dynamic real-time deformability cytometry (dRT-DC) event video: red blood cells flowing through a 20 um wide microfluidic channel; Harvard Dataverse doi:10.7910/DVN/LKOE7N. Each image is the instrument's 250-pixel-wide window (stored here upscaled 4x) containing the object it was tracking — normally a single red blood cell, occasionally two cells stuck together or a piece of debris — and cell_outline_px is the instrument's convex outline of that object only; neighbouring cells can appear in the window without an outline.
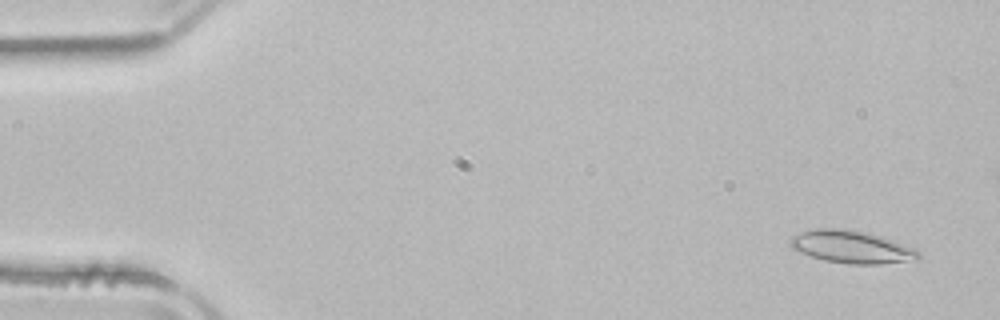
{"species": "common noctule bat (a hibernating species)", "species_latin": "Nyctalus noctula", "temperature_condition": "room temperature", "stored_images_in_passage": 53, "segment_of_instrument_passage": [1, 2], "camera_frame_rate_fps": 3000, "um_per_image_px": 0.085, "animal": {"sex": "male", "body_mass_g": 21.5, "forearm_length_mm": 52.0}, "frame": {"image": 1, "passage_image": 3, "time_ms": 0.667, "image_size_px": [1000, 320], "cell_outline_px": [[920, 256], [916, 260], [880, 264], [852, 264], [824, 260], [800, 252], [792, 248], [788, 240], [792, 236], [800, 232], [816, 228], [840, 228], [860, 232], [876, 236], [916, 248], [920, 252]], "centroid_in_image_um": [72.36, 21.0], "position_along_channel_um": 12.6, "area_um2": 23.93}}
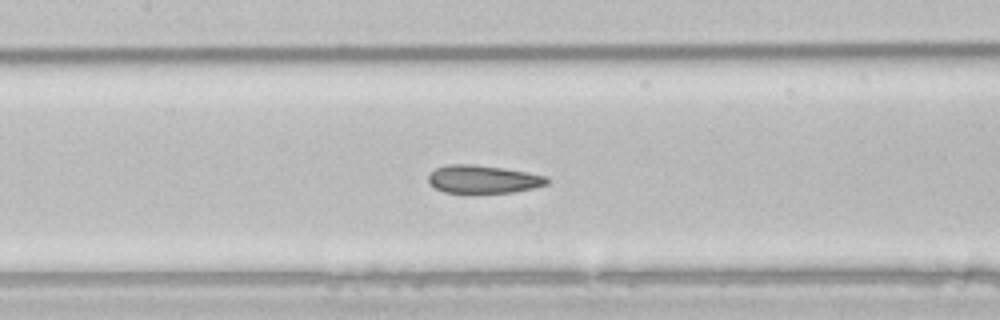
{"frame": {"image": 2, "passage_image": 24, "time_ms": 7.667, "image_size_px": [1000, 320], "cell_outline_px": [[548, 184], [532, 188], [512, 192], [476, 196], [468, 196], [444, 192], [436, 188], [428, 180], [428, 176], [436, 168], [448, 164], [468, 164], [500, 168], [528, 172], [548, 176]], "centroid_in_image_um": [41.05, 15.29], "position_along_channel_um": 166.4, "area_um2": 20.06}}
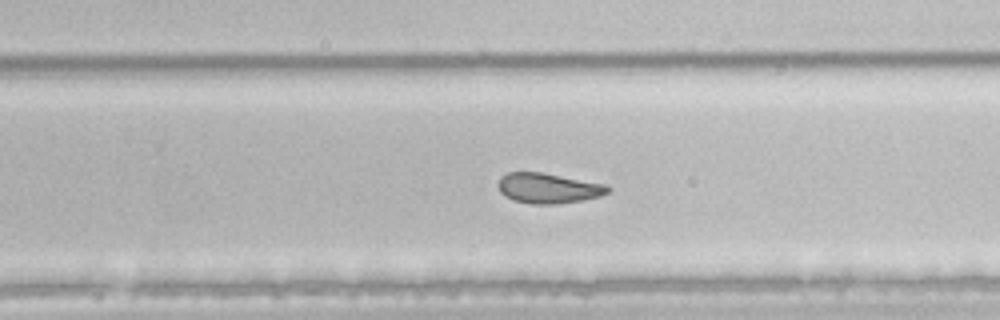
{"frame": {"image": 3, "passage_image": 33, "time_ms": 10.667, "image_size_px": [1000, 320], "cell_outline_px": [[612, 188], [608, 192], [600, 196], [584, 200], [556, 204], [532, 204], [512, 200], [504, 196], [500, 192], [496, 184], [500, 176], [508, 172], [540, 172], [608, 184]], "centroid_in_image_um": [46.59, 15.99], "position_along_channel_um": 283.2, "area_um2": 19.65}}